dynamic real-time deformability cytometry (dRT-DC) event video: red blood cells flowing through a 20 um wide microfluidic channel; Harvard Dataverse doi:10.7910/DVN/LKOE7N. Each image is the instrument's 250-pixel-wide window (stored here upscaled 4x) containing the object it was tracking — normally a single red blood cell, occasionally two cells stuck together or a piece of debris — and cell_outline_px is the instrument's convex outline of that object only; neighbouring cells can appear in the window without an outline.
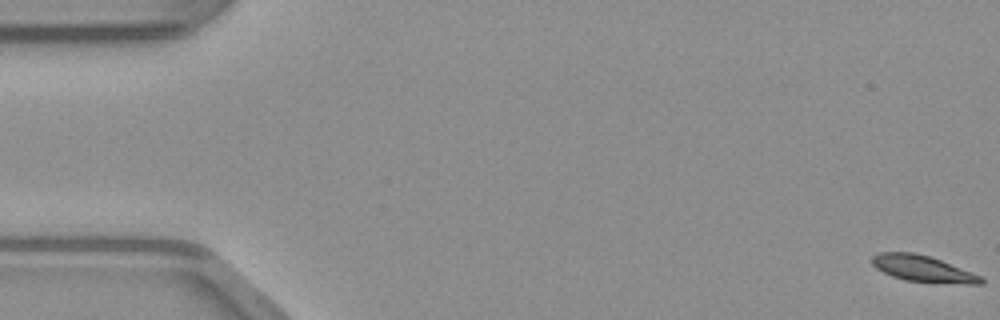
{"species": "common noctule bat (a hibernating species)", "species_latin": "Nyctalus noctula", "temperature_condition": "warm", "stored_images_in_passage": 50, "camera_frame_rate_fps": 3000, "um_per_image_px": 0.085, "animal": {"sex": "male", "body_mass_g": 23.1, "forearm_length_mm": 52.7}, "frame": {"image": 1, "passage_image": 1, "time_ms": 0.0, "image_size_px": [1000, 320], "cell_outline_px": [[984, 284], [968, 284], [904, 280], [892, 276], [876, 268], [872, 264], [872, 256], [880, 252], [912, 252], [928, 256], [940, 260], [972, 272], [980, 276], [984, 280]], "centroid_in_image_um": [78.43, 22.84], "position_along_channel_um": 6.6, "area_um2": 16.42}}
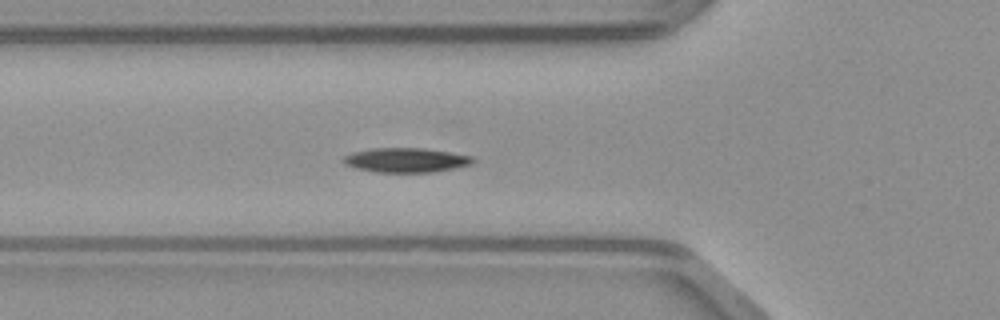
{"frame": {"image": 2, "passage_image": 18, "time_ms": 5.667, "image_size_px": [1000, 320], "cell_outline_px": [[476, 160], [472, 164], [432, 172], [376, 172], [356, 168], [344, 164], [340, 160], [344, 156], [352, 152], [372, 148], [424, 148], [472, 156]], "centroid_in_image_um": [34.47, 13.6], "position_along_channel_um": 91.3, "area_um2": 18.44}}
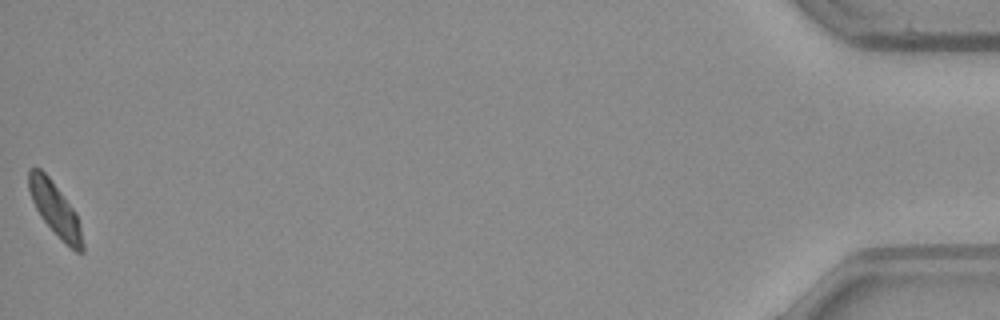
{"frame": {"image": 3, "passage_image": 50, "time_ms": 16.333, "image_size_px": [1000, 320], "cell_outline_px": [[84, 252], [76, 252], [40, 216], [32, 200], [28, 188], [28, 168], [40, 168], [48, 176], [76, 212], [80, 224], [84, 244]], "centroid_in_image_um": [4.69, 17.74], "position_along_channel_um": 430.5, "area_um2": 16.24}}